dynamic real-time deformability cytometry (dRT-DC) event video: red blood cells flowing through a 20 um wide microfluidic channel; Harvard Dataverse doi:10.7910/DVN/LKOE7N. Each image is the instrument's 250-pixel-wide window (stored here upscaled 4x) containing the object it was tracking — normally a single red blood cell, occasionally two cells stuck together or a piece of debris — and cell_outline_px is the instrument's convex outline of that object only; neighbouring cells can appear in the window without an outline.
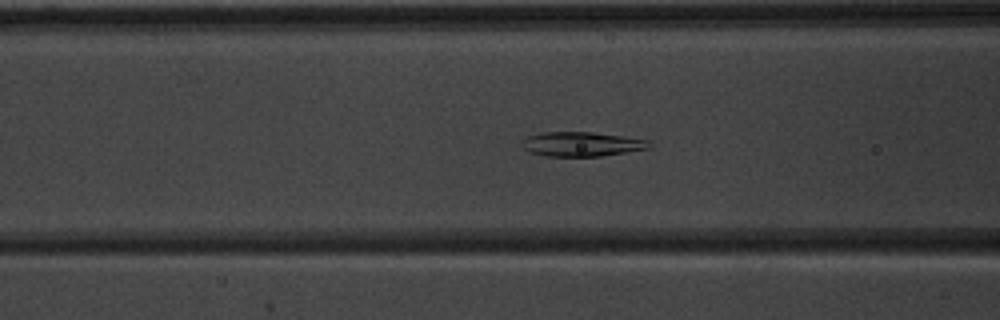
{"species": "common noctule bat (a hibernating species)", "species_latin": "Nyctalus noctula", "temperature_condition": "warm", "stored_images_in_passage": 44, "camera_frame_rate_fps": 3000, "um_per_image_px": 0.085, "animal": {"sex": "male", "body_mass_g": 20.1, "forearm_length_mm": 53.5}, "frame": {"image": 1, "passage_image": 13, "time_ms": 4.0, "image_size_px": [1000, 320], "cell_outline_px": [[652, 148], [600, 156], [544, 156], [532, 152], [524, 148], [520, 140], [528, 136], [544, 132], [592, 132], [648, 140], [652, 144]], "centroid_in_image_um": [49.45, 12.25], "position_along_channel_um": 117.2, "area_um2": 18.03}}
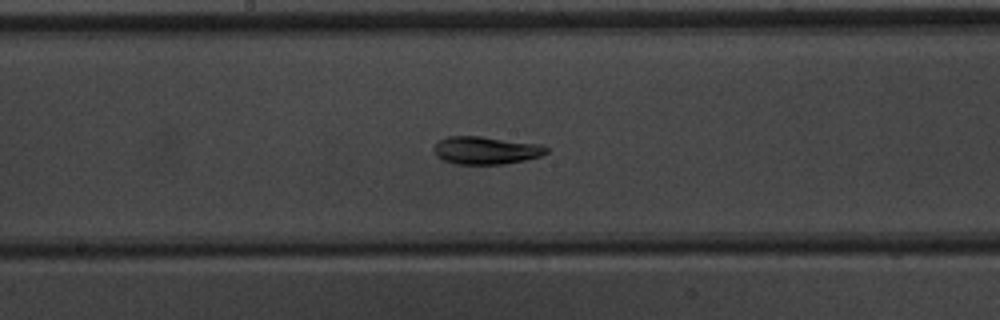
{"frame": {"image": 2, "passage_image": 20, "time_ms": 6.333, "image_size_px": [1000, 320], "cell_outline_px": [[548, 152], [540, 156], [524, 160], [504, 164], [456, 164], [444, 160], [436, 156], [432, 152], [432, 148], [436, 140], [448, 136], [480, 136], [544, 144], [548, 148]], "centroid_in_image_um": [41.27, 12.76], "position_along_channel_um": 206.9, "area_um2": 18.55}}
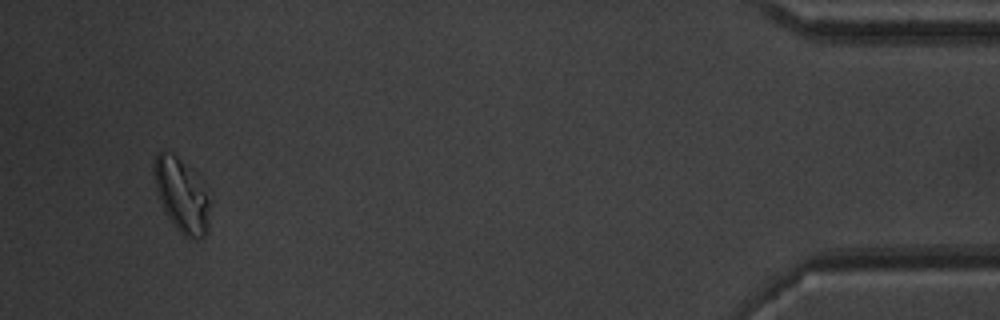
{"frame": {"image": 3, "passage_image": 42, "time_ms": 13.667, "image_size_px": [1000, 320], "cell_outline_px": [[212, 200], [208, 232], [200, 240], [188, 240], [172, 224], [160, 200], [156, 188], [152, 172], [152, 164], [156, 152], [160, 148], [176, 156], [192, 168], [200, 176]], "centroid_in_image_um": [15.49, 16.59], "position_along_channel_um": 419.7, "area_um2": 25.26}, "authors_computed_cell_mechanics": {"area_um2": 18.7561, "velocity_mm_per_s": 3.8386, "shape_relaxation_time_tau1_ms": 5.041, "shape_relaxation_time_tau2_ms": 3.9062, "deformation_change_tau1": 0.1523, "deformation_change_tau2": 0.0662}}